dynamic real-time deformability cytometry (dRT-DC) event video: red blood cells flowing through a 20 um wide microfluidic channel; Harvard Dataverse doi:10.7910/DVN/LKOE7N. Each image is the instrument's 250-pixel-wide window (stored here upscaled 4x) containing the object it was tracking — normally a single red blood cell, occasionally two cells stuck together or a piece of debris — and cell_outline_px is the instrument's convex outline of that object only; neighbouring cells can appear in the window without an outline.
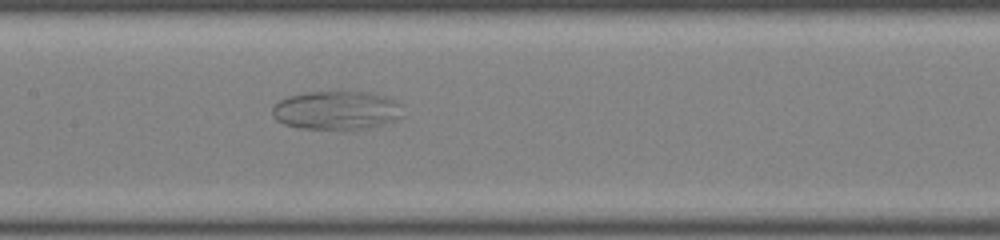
{"species": "common noctule bat (a hibernating species)", "species_latin": "Nyctalus noctula", "temperature_condition": "room temperature", "stored_images_in_passage": 32, "camera_frame_rate_fps": 3000, "um_per_image_px": 0.085, "animal": {"sex": "male", "body_mass_g": 19.0, "forearm_length_mm": 50.8}, "frame": {"image": 1, "passage_image": 12, "time_ms": 3.667, "image_size_px": [1000, 240], "cell_outline_px": [[404, 116], [396, 120], [384, 124], [368, 128], [344, 132], [300, 128], [284, 124], [276, 120], [272, 116], [272, 108], [280, 100], [288, 96], [308, 92], [336, 88], [368, 92], [384, 96], [396, 100], [400, 104]], "centroid_in_image_um": [28.63, 9.37], "position_along_channel_um": 178.8, "area_um2": 31.1}}
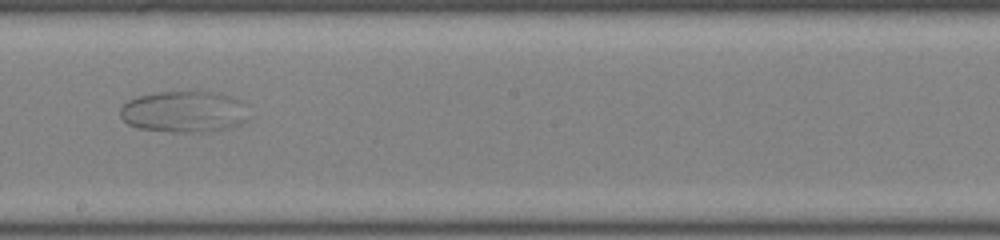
{"frame": {"image": 2, "passage_image": 16, "time_ms": 5.0, "image_size_px": [1000, 240], "cell_outline_px": [[252, 116], [248, 120], [240, 124], [228, 128], [204, 132], [172, 132], [140, 128], [128, 124], [120, 116], [120, 108], [128, 100], [136, 96], [160, 92], [192, 88], [216, 92], [240, 100]], "centroid_in_image_um": [15.69, 9.46], "position_along_channel_um": 232.5, "area_um2": 31.96}}